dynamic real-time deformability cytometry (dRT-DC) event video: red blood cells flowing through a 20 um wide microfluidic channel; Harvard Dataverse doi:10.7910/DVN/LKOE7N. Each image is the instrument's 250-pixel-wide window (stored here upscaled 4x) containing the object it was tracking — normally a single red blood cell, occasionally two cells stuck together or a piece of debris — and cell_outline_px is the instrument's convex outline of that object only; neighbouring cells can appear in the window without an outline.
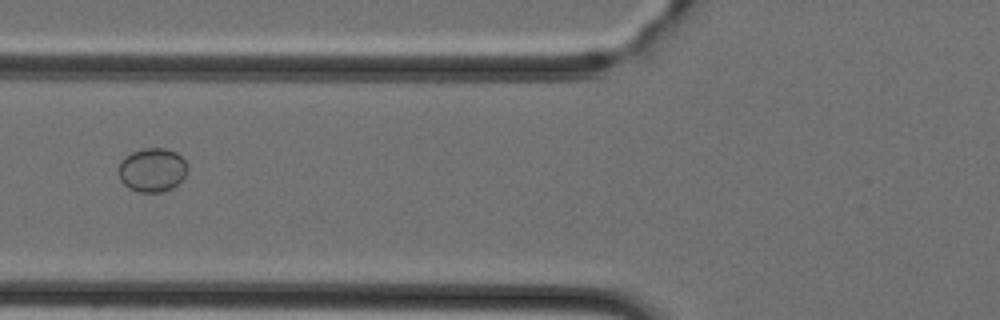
{"species": "Egyptian fruit bat (a non-hibernating species)", "species_latin": "Rousettus aegyptiacus", "temperature_condition": "cold", "stored_images_in_passage": 37, "camera_frame_rate_fps": 3000, "um_per_image_px": 0.085, "animal": {"sex": "female"}, "frame": {"image": 1, "passage_image": 8, "time_ms": 2.333, "image_size_px": [1000, 320], "cell_outline_px": [[188, 168], [184, 176], [172, 188], [164, 192], [140, 192], [128, 188], [120, 180], [120, 164], [132, 152], [144, 148], [164, 148], [176, 152], [184, 160]], "centroid_in_image_um": [12.96, 14.45], "position_along_channel_um": 112.8, "area_um2": 17.28}}
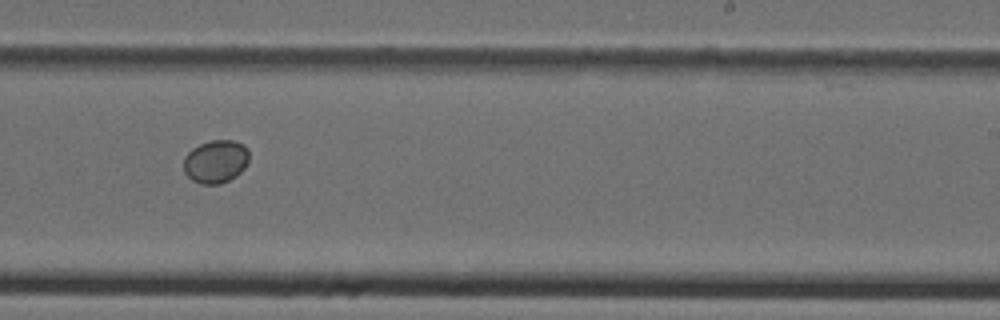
{"frame": {"image": 2, "passage_image": 19, "time_ms": 6.0, "image_size_px": [1000, 320], "cell_outline_px": [[248, 160], [244, 168], [236, 176], [220, 184], [200, 184], [192, 180], [184, 172], [184, 156], [192, 148], [200, 144], [212, 140], [232, 140], [244, 144], [248, 148]], "centroid_in_image_um": [18.33, 13.72], "position_along_channel_um": 270.7, "area_um2": 16.47}}
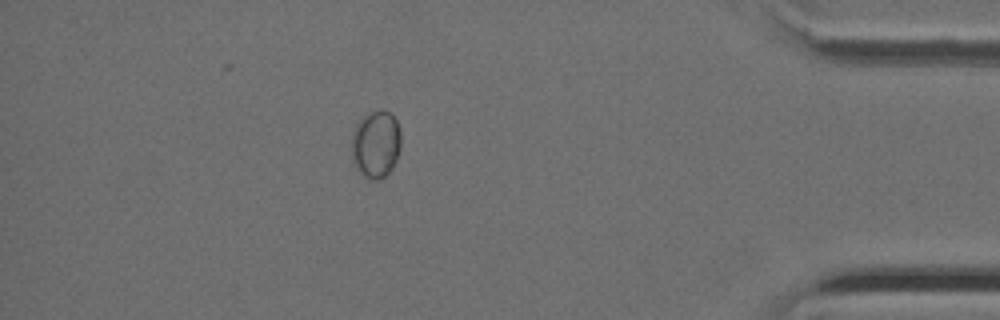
{"frame": {"image": 3, "passage_image": 31, "time_ms": 10.0, "image_size_px": [1000, 320], "cell_outline_px": [[400, 148], [396, 160], [392, 168], [384, 176], [376, 180], [372, 180], [364, 176], [356, 168], [352, 160], [352, 132], [356, 120], [380, 108], [384, 108], [392, 112], [400, 128]], "centroid_in_image_um": [31.94, 12.2], "position_along_channel_um": 403.3, "area_um2": 19.77}}